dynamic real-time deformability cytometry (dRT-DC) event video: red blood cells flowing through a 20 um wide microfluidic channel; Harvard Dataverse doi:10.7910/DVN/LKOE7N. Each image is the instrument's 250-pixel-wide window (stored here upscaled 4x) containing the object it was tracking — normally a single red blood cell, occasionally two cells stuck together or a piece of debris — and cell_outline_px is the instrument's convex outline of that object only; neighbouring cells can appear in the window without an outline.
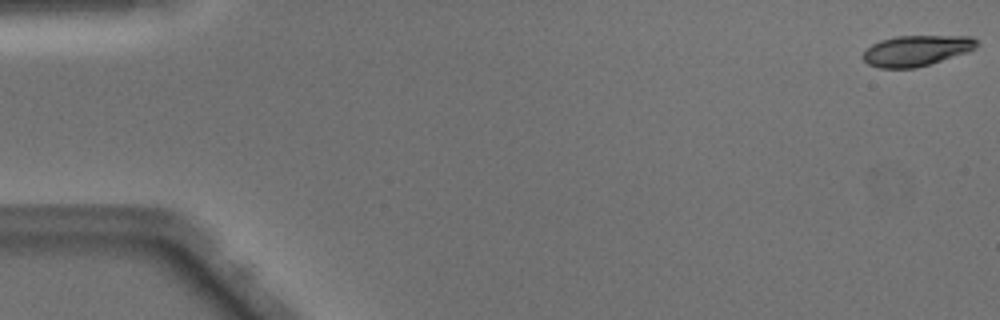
{"species": "Egyptian fruit bat (a non-hibernating species)", "species_latin": "Rousettus aegyptiacus", "temperature_condition": "warm", "stored_images_in_passage": 49, "camera_frame_rate_fps": 3000, "um_per_image_px": 0.085, "animal": {"sex": "male"}, "frame": {"image": 1, "passage_image": 1, "time_ms": 0.0, "image_size_px": [1000, 320], "cell_outline_px": [[980, 44], [976, 48], [968, 52], [916, 68], [880, 68], [868, 64], [860, 56], [872, 44], [880, 40], [896, 36], [972, 36]], "centroid_in_image_um": [77.9, 4.3], "position_along_channel_um": 7.1, "area_um2": 20.4}}
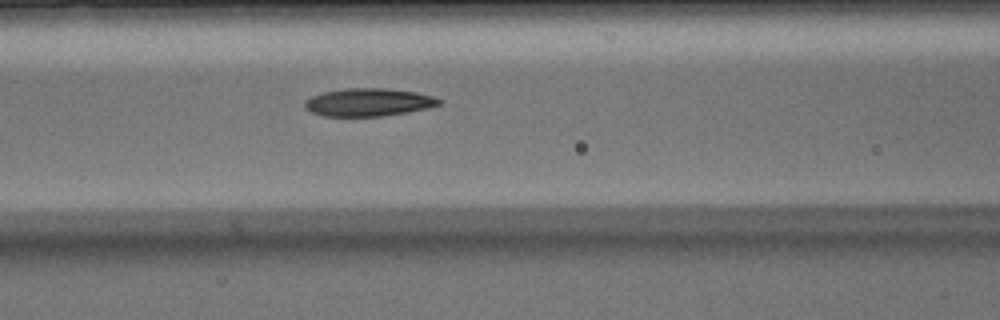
{"frame": {"image": 2, "passage_image": 21, "time_ms": 6.667, "image_size_px": [1000, 320], "cell_outline_px": [[444, 100], [440, 104], [428, 108], [408, 112], [384, 116], [324, 116], [312, 112], [304, 108], [304, 100], [312, 96], [324, 92], [344, 88], [384, 88], [416, 92], [432, 96]], "centroid_in_image_um": [31.32, 8.69], "position_along_channel_um": 135.3, "area_um2": 21.91}}
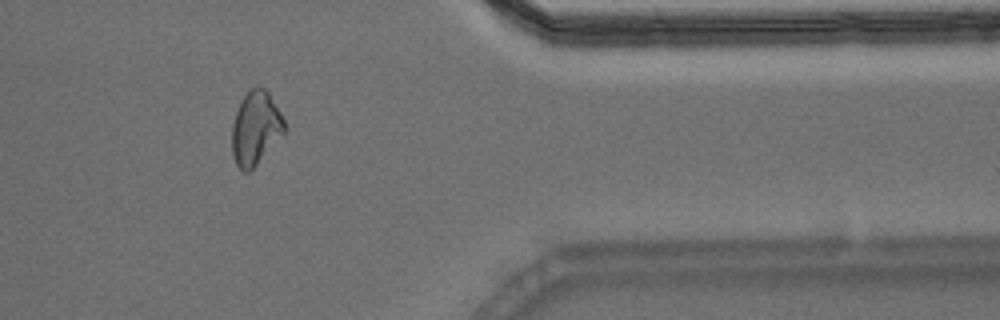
{"frame": {"image": 3, "passage_image": 41, "time_ms": 13.333, "image_size_px": [1000, 320], "cell_outline_px": [[284, 132], [256, 164], [248, 172], [244, 172], [236, 164], [232, 152], [232, 124], [236, 112], [244, 96], [252, 88], [264, 88], [268, 92], [280, 112], [284, 120]], "centroid_in_image_um": [21.7, 10.89], "position_along_channel_um": 389.7, "area_um2": 21.73}, "authors_computed_cell_mechanics": {"area_um2": 21.9062, "velocity_mm_per_s": 4.0992, "shape_relaxation_time_tau1_ms": null, "shape_relaxation_time_tau2_ms": 3.9354, "deformation_change_tau1": null, "deformation_change_tau2": 0.1182}}